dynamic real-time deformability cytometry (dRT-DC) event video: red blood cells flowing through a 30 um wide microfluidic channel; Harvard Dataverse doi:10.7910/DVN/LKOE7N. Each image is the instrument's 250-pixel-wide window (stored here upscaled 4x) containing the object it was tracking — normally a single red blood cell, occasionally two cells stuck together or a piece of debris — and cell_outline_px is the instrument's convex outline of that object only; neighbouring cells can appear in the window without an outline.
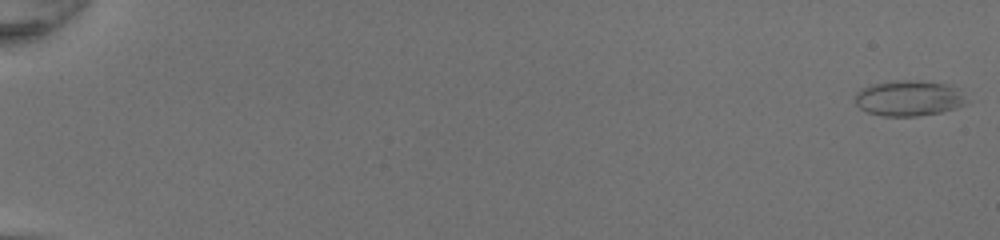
{"species": "common noctule bat (a hibernating species)", "species_latin": "Nyctalus noctula", "temperature_condition": "room temperature", "stored_images_in_passage": 51, "camera_frame_rate_fps": 3000, "um_per_image_px": 0.085, "animal": {"sex": "female", "body_mass_g": 20.0, "forearm_length_mm": 54.0}, "frame": {"image": 1, "passage_image": 1, "time_ms": 0.0, "image_size_px": [1000, 240], "cell_outline_px": [[964, 104], [956, 108], [940, 112], [916, 116], [884, 116], [868, 112], [860, 108], [856, 104], [856, 92], [860, 88], [872, 84], [888, 80], [920, 80], [948, 84], [956, 88], [964, 100]], "centroid_in_image_um": [77.18, 8.33], "position_along_channel_um": 7.8, "area_um2": 23.0}}
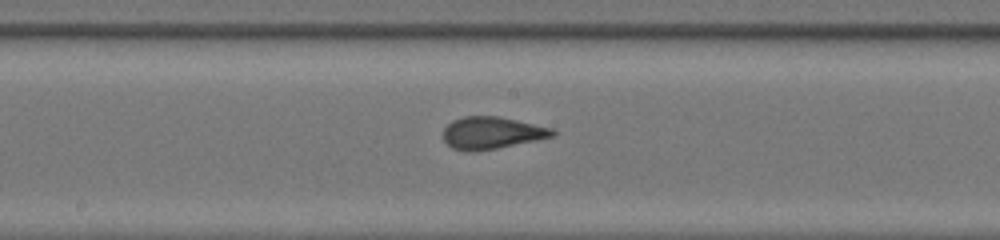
{"frame": {"image": 2, "passage_image": 30, "time_ms": 9.667, "image_size_px": [1000, 240], "cell_outline_px": [[556, 136], [496, 148], [472, 152], [468, 152], [452, 148], [444, 140], [444, 128], [452, 120], [464, 116], [500, 116], [552, 128], [556, 132]], "centroid_in_image_um": [41.8, 11.29], "position_along_channel_um": 206.4, "area_um2": 20.46}}
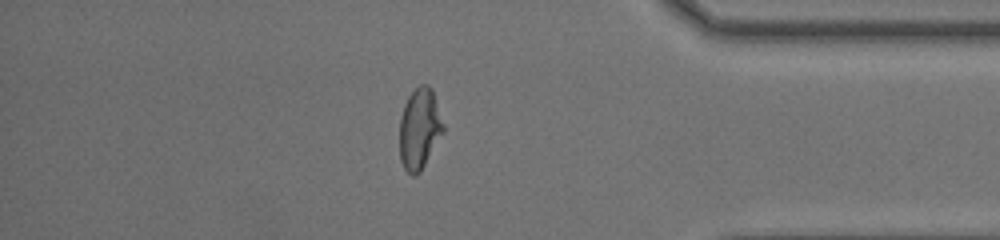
{"frame": {"image": 3, "passage_image": 45, "time_ms": 14.667, "image_size_px": [1000, 240], "cell_outline_px": [[444, 132], [420, 172], [416, 176], [412, 176], [404, 168], [400, 160], [400, 116], [404, 104], [408, 96], [420, 84], [428, 84], [432, 88], [444, 124]], "centroid_in_image_um": [35.66, 10.94], "position_along_channel_um": 399.5, "area_um2": 20.75}, "authors_computed_cell_mechanics": {"area_um2": 20.9814, "velocity_mm_per_s": 4.2651, "shape_relaxation_time_tau1_ms": 4.5824, "shape_relaxation_time_tau2_ms": 0.6924, "deformation_change_tau1": 0.1658, "deformation_change_tau2": 0.0555}}